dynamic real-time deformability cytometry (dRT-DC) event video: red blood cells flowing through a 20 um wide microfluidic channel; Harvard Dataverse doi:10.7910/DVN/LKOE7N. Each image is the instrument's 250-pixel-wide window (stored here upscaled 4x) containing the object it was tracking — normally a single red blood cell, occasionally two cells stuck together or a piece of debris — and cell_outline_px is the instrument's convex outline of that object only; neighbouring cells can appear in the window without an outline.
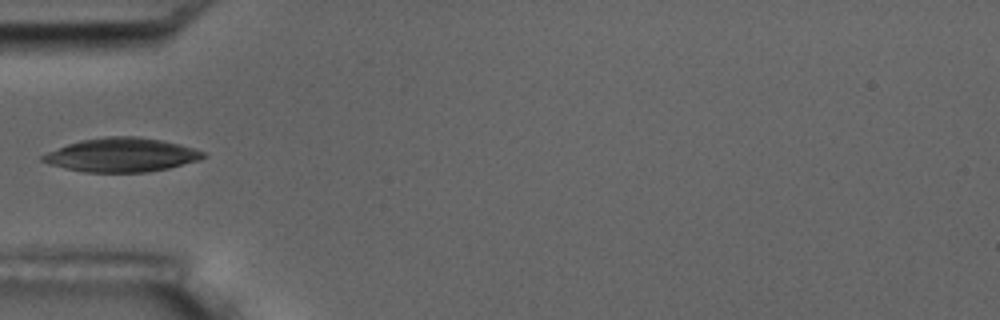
{"species": "common noctule bat (a hibernating species)", "species_latin": "Nyctalus noctula", "temperature_condition": "room temperature", "stored_images_in_passage": 6, "camera_frame_rate_fps": 3000, "um_per_image_px": 0.085, "animal": {"sex": "male", "body_mass_g": 17.5, "forearm_length_mm": 52.3}, "frame": {"image": 1, "passage_image": 5, "time_ms": 4.667, "image_size_px": [1000, 320], "cell_outline_px": [[208, 156], [200, 160], [168, 168], [148, 172], [84, 172], [64, 168], [48, 164], [40, 160], [40, 156], [48, 152], [68, 144], [80, 140], [104, 136], [140, 136], [180, 144], [204, 152]], "centroid_in_image_um": [10.33, 13.17], "position_along_channel_um": 74.7, "area_um2": 31.79}}